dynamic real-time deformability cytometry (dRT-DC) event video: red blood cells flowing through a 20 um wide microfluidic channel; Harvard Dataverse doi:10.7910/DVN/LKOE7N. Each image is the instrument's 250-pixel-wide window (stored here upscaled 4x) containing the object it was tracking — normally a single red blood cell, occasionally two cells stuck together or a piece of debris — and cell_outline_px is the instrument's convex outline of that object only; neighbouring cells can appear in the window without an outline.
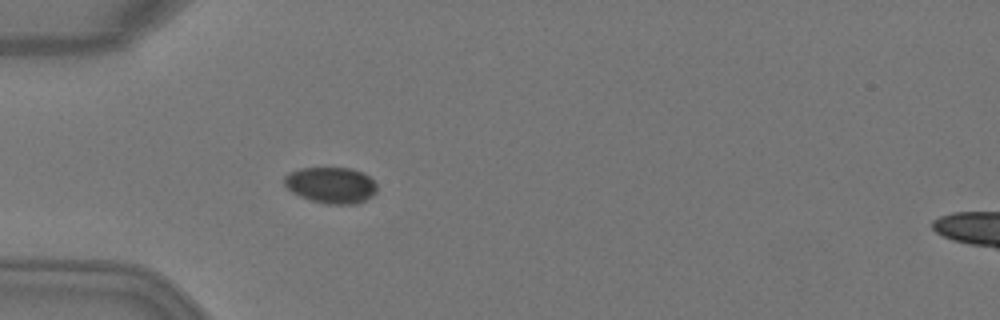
{"species": "Egyptian fruit bat (a non-hibernating species)", "species_latin": "Rousettus aegyptiacus", "temperature_condition": "warm", "stored_images_in_passage": 5, "camera_frame_rate_fps": 3000, "um_per_image_px": 0.085, "animal": {"sex": "female"}, "frame": {"image": 1, "passage_image": 5, "time_ms": 1.333, "image_size_px": [1000, 320], "cell_outline_px": [[376, 192], [372, 196], [356, 204], [324, 204], [300, 196], [292, 192], [284, 184], [284, 176], [288, 172], [300, 168], [352, 168], [368, 176], [376, 184]], "centroid_in_image_um": [28.11, 15.73], "position_along_channel_um": 56.9, "area_um2": 19.48}}